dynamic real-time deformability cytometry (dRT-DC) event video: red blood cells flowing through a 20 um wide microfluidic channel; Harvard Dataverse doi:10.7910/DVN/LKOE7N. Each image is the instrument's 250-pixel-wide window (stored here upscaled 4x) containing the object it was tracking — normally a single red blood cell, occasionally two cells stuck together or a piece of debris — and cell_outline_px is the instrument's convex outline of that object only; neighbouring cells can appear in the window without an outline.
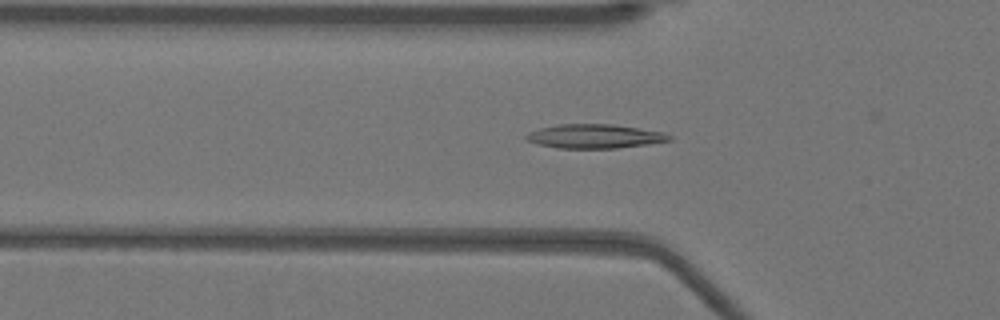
{"species": "Egyptian fruit bat (a non-hibernating species)", "species_latin": "Rousettus aegyptiacus", "temperature_condition": "warm", "stored_images_in_passage": 21, "camera_frame_rate_fps": 3000, "um_per_image_px": 0.085, "animal": {"sex": "female"}, "frame": {"image": 1, "passage_image": 17, "time_ms": 5.333, "image_size_px": [1000, 320], "cell_outline_px": [[672, 140], [648, 144], [616, 148], [556, 148], [536, 144], [528, 140], [524, 136], [528, 132], [540, 128], [556, 124], [612, 124], [664, 132], [672, 136]], "centroid_in_image_um": [50.53, 11.58], "position_along_channel_um": 75.3, "area_um2": 20.11}}
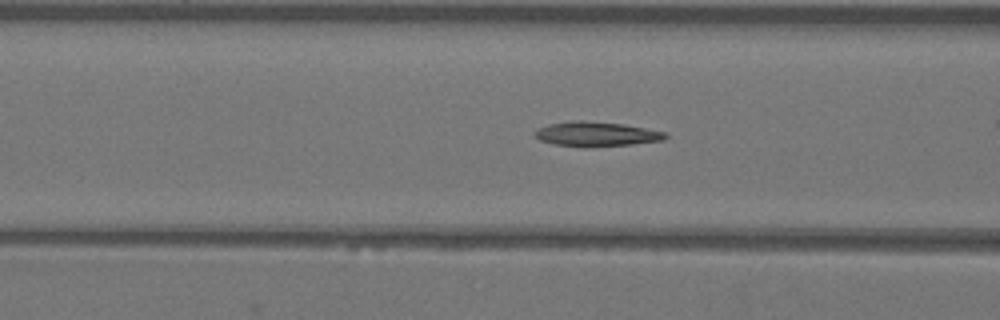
{"frame": {"image": 2, "passage_image": 20, "time_ms": 6.333, "image_size_px": [1000, 320], "cell_outline_px": [[668, 136], [664, 140], [632, 144], [592, 148], [584, 148], [552, 144], [540, 140], [532, 132], [548, 124], [576, 120], [580, 120], [624, 124], [668, 132]], "centroid_in_image_um": [50.7, 11.41], "position_along_channel_um": 115.9, "area_um2": 19.07}}